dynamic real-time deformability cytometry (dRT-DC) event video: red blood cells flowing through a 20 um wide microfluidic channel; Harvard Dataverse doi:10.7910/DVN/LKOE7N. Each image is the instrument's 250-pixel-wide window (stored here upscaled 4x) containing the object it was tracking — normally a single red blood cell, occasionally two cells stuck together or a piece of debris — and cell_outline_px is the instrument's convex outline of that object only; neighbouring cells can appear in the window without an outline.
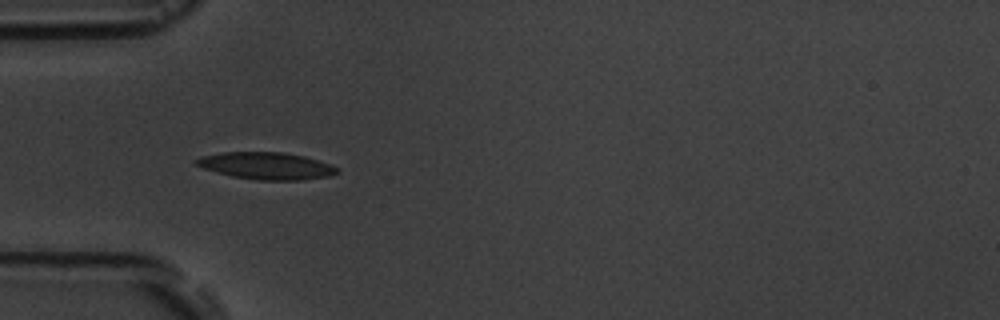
{"species": "common noctule bat (a hibernating species)", "species_latin": "Nyctalus noctula", "temperature_condition": "room temperature", "stored_images_in_passage": 5, "camera_frame_rate_fps": 3000, "um_per_image_px": 0.085, "animal": {"sex": "male", "body_mass_g": 19.5, "forearm_length_mm": 54.6}, "frame": {"image": 1, "passage_image": 5, "time_ms": 4.667, "image_size_px": [1000, 320], "cell_outline_px": [[336, 172], [328, 176], [304, 180], [256, 180], [232, 176], [216, 172], [204, 168], [196, 164], [192, 160], [200, 156], [224, 152], [284, 152], [304, 156], [328, 164], [336, 168]], "centroid_in_image_um": [22.57, 14.09], "position_along_channel_um": 62.4, "area_um2": 22.02}}